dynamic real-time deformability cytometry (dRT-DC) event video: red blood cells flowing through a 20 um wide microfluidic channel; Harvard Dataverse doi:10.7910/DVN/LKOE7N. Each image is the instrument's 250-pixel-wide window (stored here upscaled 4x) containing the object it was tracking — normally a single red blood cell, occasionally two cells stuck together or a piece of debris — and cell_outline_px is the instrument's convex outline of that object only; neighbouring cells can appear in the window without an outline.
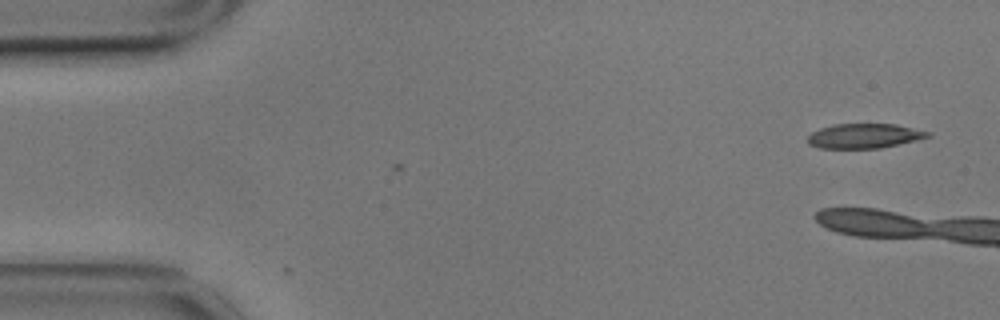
{"species": "common noctule bat (a hibernating species)", "species_latin": "Nyctalus noctula", "temperature_condition": "cold", "stored_images_in_passage": 2, "camera_frame_rate_fps": 3000, "um_per_image_px": 0.085, "animal": {"sex": "male", "body_mass_g": 17.9}, "frame": {"image": 1, "passage_image": 2, "time_ms": 0.333, "image_size_px": [1000, 320], "cell_outline_px": [[932, 136], [916, 140], [880, 148], [820, 148], [808, 144], [808, 136], [812, 132], [820, 128], [832, 124], [896, 124], [932, 132]], "centroid_in_image_um": [73.48, 11.55], "position_along_channel_um": 11.5, "area_um2": 17.28}}